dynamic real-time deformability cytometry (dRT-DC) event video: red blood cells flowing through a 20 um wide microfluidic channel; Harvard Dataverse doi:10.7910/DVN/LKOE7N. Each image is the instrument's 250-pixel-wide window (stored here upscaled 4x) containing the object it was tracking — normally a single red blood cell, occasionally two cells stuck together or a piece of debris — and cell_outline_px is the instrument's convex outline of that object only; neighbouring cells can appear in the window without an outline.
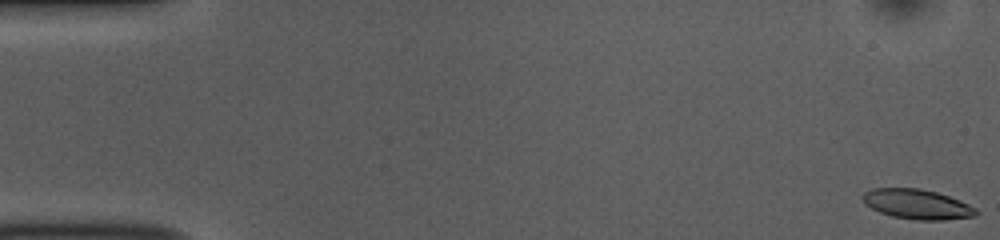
{"species": "common noctule bat (a hibernating species)", "species_latin": "Nyctalus noctula", "temperature_condition": "room temperature", "stored_images_in_passage": 53, "camera_frame_rate_fps": 3000, "um_per_image_px": 0.085, "animal": {"sex": "female", "body_mass_g": 10.0, "forearm_length_mm": 53.1}, "frame": {"image": 1, "passage_image": 1, "time_ms": 0.0, "image_size_px": [1000, 240], "cell_outline_px": [[980, 212], [976, 216], [944, 220], [916, 220], [892, 216], [880, 212], [864, 204], [864, 192], [872, 188], [920, 188], [936, 192], [960, 200], [976, 208]], "centroid_in_image_um": [77.99, 17.36], "position_along_channel_um": 7.0, "area_um2": 19.71}}
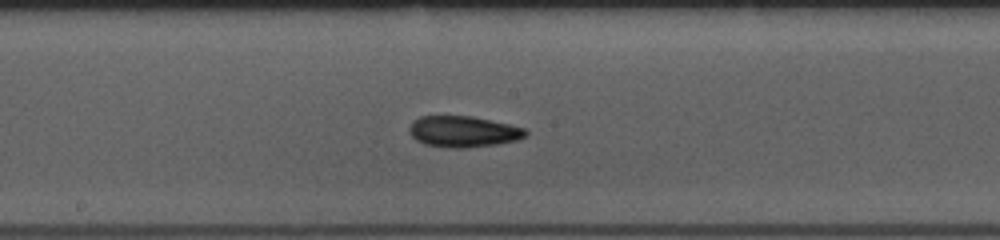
{"frame": {"image": 2, "passage_image": 28, "time_ms": 9.0, "image_size_px": [1000, 240], "cell_outline_px": [[528, 132], [520, 140], [496, 144], [464, 148], [452, 148], [424, 144], [416, 140], [412, 136], [408, 128], [412, 120], [420, 116], [472, 116], [508, 124], [524, 128]], "centroid_in_image_um": [39.35, 11.18], "position_along_channel_um": 208.8, "area_um2": 21.1}}
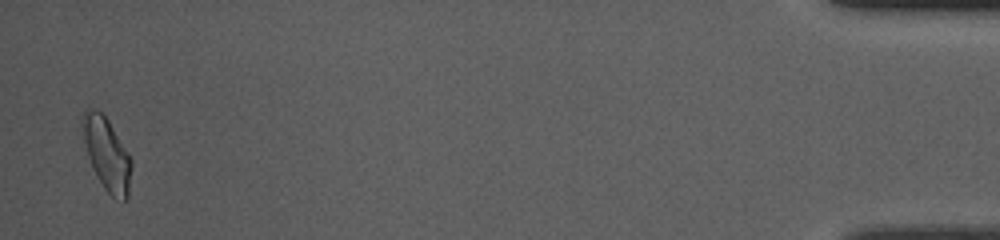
{"frame": {"image": 3, "passage_image": 52, "time_ms": 17.0, "image_size_px": [1000, 240], "cell_outline_px": [[132, 168], [128, 196], [124, 200], [116, 200], [104, 188], [92, 168], [88, 156], [84, 140], [80, 120], [80, 116], [88, 108], [96, 108], [108, 120], [128, 152], [132, 160]], "centroid_in_image_um": [9.07, 13.08], "position_along_channel_um": 426.1, "area_um2": 20.75}, "authors_computed_cell_mechanics": {"area_um2": 19.9988, "velocity_mm_per_s": 3.7982, "shape_relaxation_time_tau1_ms": 10.9615, "shape_relaxation_time_tau2_ms": 6.7907, "deformation_change_tau1": 0.206, "deformation_change_tau2": 0.1252}}